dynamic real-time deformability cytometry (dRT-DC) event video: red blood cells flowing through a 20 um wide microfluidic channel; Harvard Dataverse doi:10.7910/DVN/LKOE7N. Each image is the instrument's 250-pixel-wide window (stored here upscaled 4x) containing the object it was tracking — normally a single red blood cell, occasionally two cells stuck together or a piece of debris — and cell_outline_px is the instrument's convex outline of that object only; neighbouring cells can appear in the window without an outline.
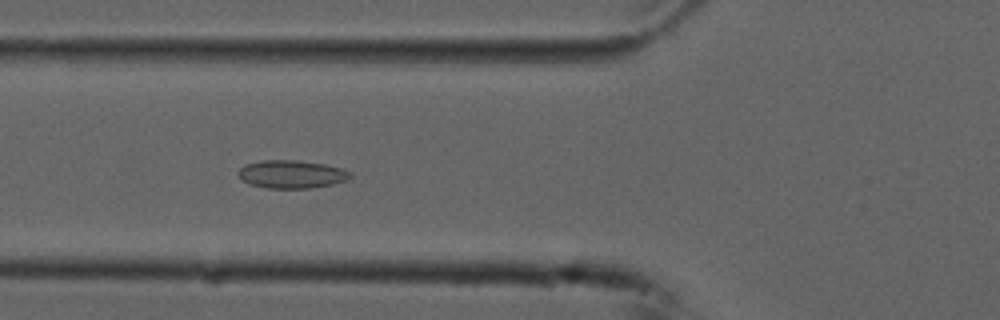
{"species": "common noctule bat (a hibernating species)", "species_latin": "Nyctalus noctula", "temperature_condition": "cold", "stored_images_in_passage": 49, "camera_frame_rate_fps": 3000, "um_per_image_px": 0.085, "animal": {"sex": "male", "forearm_length_mm": 52.5}, "frame": {"image": 1, "passage_image": 15, "time_ms": 4.667, "image_size_px": [1000, 320], "cell_outline_px": [[352, 176], [348, 180], [332, 184], [308, 188], [268, 188], [248, 184], [236, 172], [244, 164], [260, 160], [296, 160], [324, 164], [340, 168], [352, 172]], "centroid_in_image_um": [24.77, 14.8], "position_along_channel_um": 101.0, "area_um2": 18.32}}
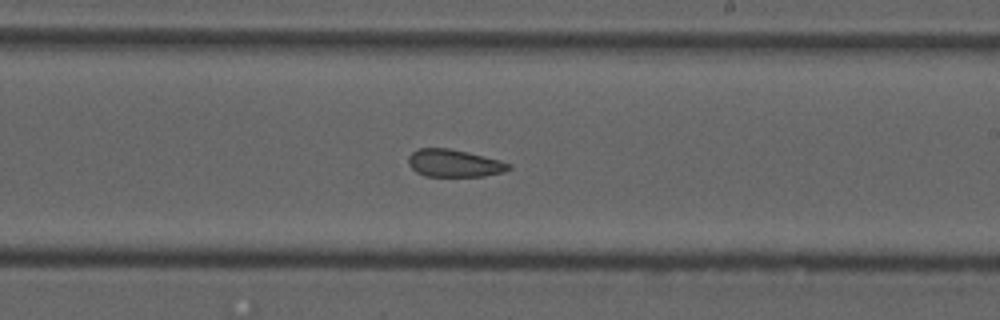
{"frame": {"image": 2, "passage_image": 27, "time_ms": 8.667, "image_size_px": [1000, 320], "cell_outline_px": [[512, 168], [504, 172], [484, 176], [424, 176], [416, 172], [408, 164], [408, 156], [412, 152], [420, 148], [448, 148], [468, 152], [500, 160], [512, 164]], "centroid_in_image_um": [38.62, 13.87], "position_along_channel_um": 250.4, "area_um2": 16.18}}
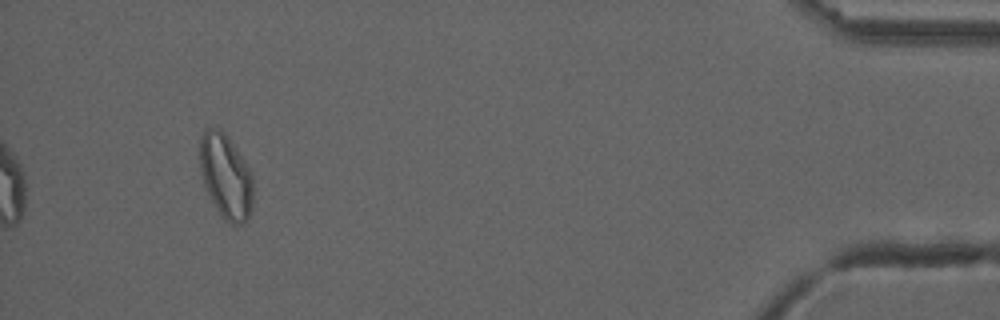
{"frame": {"image": 3, "passage_image": 46, "time_ms": 15.0, "image_size_px": [1000, 320], "cell_outline_px": [[252, 208], [244, 224], [232, 224], [224, 220], [220, 216], [200, 176], [200, 136], [204, 128], [220, 128], [224, 132], [248, 168], [252, 176]], "centroid_in_image_um": [19.16, 15.0], "position_along_channel_um": 416.0, "area_um2": 26.01}, "authors_computed_cell_mechanics": {"area_um2": 18.8428, "velocity_mm_per_s": 3.7325, "shape_relaxation_time_tau1_ms": null, "shape_relaxation_time_tau2_ms": 2.8129, "deformation_change_tau1": null, "deformation_change_tau2": 0.0939}}